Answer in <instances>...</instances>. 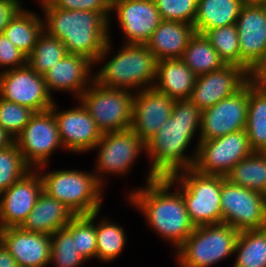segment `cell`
Wrapping results in <instances>:
<instances>
[{
  "instance_id": "cell-19",
  "label": "cell",
  "mask_w": 266,
  "mask_h": 267,
  "mask_svg": "<svg viewBox=\"0 0 266 267\" xmlns=\"http://www.w3.org/2000/svg\"><path fill=\"white\" fill-rule=\"evenodd\" d=\"M248 82V73L234 65L222 68L196 78L190 100L203 111L222 99L239 91Z\"/></svg>"
},
{
  "instance_id": "cell-2",
  "label": "cell",
  "mask_w": 266,
  "mask_h": 267,
  "mask_svg": "<svg viewBox=\"0 0 266 267\" xmlns=\"http://www.w3.org/2000/svg\"><path fill=\"white\" fill-rule=\"evenodd\" d=\"M38 3L44 11V31L61 40L67 54L85 56L94 65L107 59L112 49L111 25L99 12L58 9L45 0Z\"/></svg>"
},
{
  "instance_id": "cell-29",
  "label": "cell",
  "mask_w": 266,
  "mask_h": 267,
  "mask_svg": "<svg viewBox=\"0 0 266 267\" xmlns=\"http://www.w3.org/2000/svg\"><path fill=\"white\" fill-rule=\"evenodd\" d=\"M180 59L197 77L218 70L225 65L205 35L197 32L191 37Z\"/></svg>"
},
{
  "instance_id": "cell-20",
  "label": "cell",
  "mask_w": 266,
  "mask_h": 267,
  "mask_svg": "<svg viewBox=\"0 0 266 267\" xmlns=\"http://www.w3.org/2000/svg\"><path fill=\"white\" fill-rule=\"evenodd\" d=\"M0 242L18 266L47 267L51 257V236L28 232L21 227L0 229Z\"/></svg>"
},
{
  "instance_id": "cell-35",
  "label": "cell",
  "mask_w": 266,
  "mask_h": 267,
  "mask_svg": "<svg viewBox=\"0 0 266 267\" xmlns=\"http://www.w3.org/2000/svg\"><path fill=\"white\" fill-rule=\"evenodd\" d=\"M99 211L89 215L75 216L65 227L75 238L78 252L86 259L96 258V220Z\"/></svg>"
},
{
  "instance_id": "cell-34",
  "label": "cell",
  "mask_w": 266,
  "mask_h": 267,
  "mask_svg": "<svg viewBox=\"0 0 266 267\" xmlns=\"http://www.w3.org/2000/svg\"><path fill=\"white\" fill-rule=\"evenodd\" d=\"M67 54L64 43L45 31L39 36L32 52L27 57L28 66L43 75Z\"/></svg>"
},
{
  "instance_id": "cell-3",
  "label": "cell",
  "mask_w": 266,
  "mask_h": 267,
  "mask_svg": "<svg viewBox=\"0 0 266 267\" xmlns=\"http://www.w3.org/2000/svg\"><path fill=\"white\" fill-rule=\"evenodd\" d=\"M168 178H155L127 195L128 202L138 208L159 237L170 242L175 250L195 229L186 210L181 191Z\"/></svg>"
},
{
  "instance_id": "cell-1",
  "label": "cell",
  "mask_w": 266,
  "mask_h": 267,
  "mask_svg": "<svg viewBox=\"0 0 266 267\" xmlns=\"http://www.w3.org/2000/svg\"><path fill=\"white\" fill-rule=\"evenodd\" d=\"M201 118L202 111L190 99L175 100L171 117L145 144V153L152 162L146 182L193 168L197 148L190 157L185 152L193 136L200 133Z\"/></svg>"
},
{
  "instance_id": "cell-47",
  "label": "cell",
  "mask_w": 266,
  "mask_h": 267,
  "mask_svg": "<svg viewBox=\"0 0 266 267\" xmlns=\"http://www.w3.org/2000/svg\"><path fill=\"white\" fill-rule=\"evenodd\" d=\"M260 62H266V51H265L263 59Z\"/></svg>"
},
{
  "instance_id": "cell-11",
  "label": "cell",
  "mask_w": 266,
  "mask_h": 267,
  "mask_svg": "<svg viewBox=\"0 0 266 267\" xmlns=\"http://www.w3.org/2000/svg\"><path fill=\"white\" fill-rule=\"evenodd\" d=\"M199 141L193 169L201 174L225 177L239 161L254 152L245 129Z\"/></svg>"
},
{
  "instance_id": "cell-7",
  "label": "cell",
  "mask_w": 266,
  "mask_h": 267,
  "mask_svg": "<svg viewBox=\"0 0 266 267\" xmlns=\"http://www.w3.org/2000/svg\"><path fill=\"white\" fill-rule=\"evenodd\" d=\"M239 231L229 224L196 226L175 250L178 267H211L234 255Z\"/></svg>"
},
{
  "instance_id": "cell-41",
  "label": "cell",
  "mask_w": 266,
  "mask_h": 267,
  "mask_svg": "<svg viewBox=\"0 0 266 267\" xmlns=\"http://www.w3.org/2000/svg\"><path fill=\"white\" fill-rule=\"evenodd\" d=\"M27 65V56L21 52L10 40L0 34V72L20 68Z\"/></svg>"
},
{
  "instance_id": "cell-38",
  "label": "cell",
  "mask_w": 266,
  "mask_h": 267,
  "mask_svg": "<svg viewBox=\"0 0 266 267\" xmlns=\"http://www.w3.org/2000/svg\"><path fill=\"white\" fill-rule=\"evenodd\" d=\"M35 112L0 98V126L14 138L24 129Z\"/></svg>"
},
{
  "instance_id": "cell-22",
  "label": "cell",
  "mask_w": 266,
  "mask_h": 267,
  "mask_svg": "<svg viewBox=\"0 0 266 267\" xmlns=\"http://www.w3.org/2000/svg\"><path fill=\"white\" fill-rule=\"evenodd\" d=\"M235 24L240 56L252 68L266 51V5H243Z\"/></svg>"
},
{
  "instance_id": "cell-36",
  "label": "cell",
  "mask_w": 266,
  "mask_h": 267,
  "mask_svg": "<svg viewBox=\"0 0 266 267\" xmlns=\"http://www.w3.org/2000/svg\"><path fill=\"white\" fill-rule=\"evenodd\" d=\"M51 236L50 264L54 267H81L87 260L78 252L75 238L71 233L62 228Z\"/></svg>"
},
{
  "instance_id": "cell-8",
  "label": "cell",
  "mask_w": 266,
  "mask_h": 267,
  "mask_svg": "<svg viewBox=\"0 0 266 267\" xmlns=\"http://www.w3.org/2000/svg\"><path fill=\"white\" fill-rule=\"evenodd\" d=\"M135 92L107 88L92 82L77 101L88 111L102 133L130 129Z\"/></svg>"
},
{
  "instance_id": "cell-18",
  "label": "cell",
  "mask_w": 266,
  "mask_h": 267,
  "mask_svg": "<svg viewBox=\"0 0 266 267\" xmlns=\"http://www.w3.org/2000/svg\"><path fill=\"white\" fill-rule=\"evenodd\" d=\"M174 103L153 87L135 92L130 129L146 144L171 117Z\"/></svg>"
},
{
  "instance_id": "cell-16",
  "label": "cell",
  "mask_w": 266,
  "mask_h": 267,
  "mask_svg": "<svg viewBox=\"0 0 266 267\" xmlns=\"http://www.w3.org/2000/svg\"><path fill=\"white\" fill-rule=\"evenodd\" d=\"M42 191L41 175L37 169H31L0 193V229L20 227L31 213Z\"/></svg>"
},
{
  "instance_id": "cell-27",
  "label": "cell",
  "mask_w": 266,
  "mask_h": 267,
  "mask_svg": "<svg viewBox=\"0 0 266 267\" xmlns=\"http://www.w3.org/2000/svg\"><path fill=\"white\" fill-rule=\"evenodd\" d=\"M22 9L8 24L3 34L27 57L44 31L43 18Z\"/></svg>"
},
{
  "instance_id": "cell-4",
  "label": "cell",
  "mask_w": 266,
  "mask_h": 267,
  "mask_svg": "<svg viewBox=\"0 0 266 267\" xmlns=\"http://www.w3.org/2000/svg\"><path fill=\"white\" fill-rule=\"evenodd\" d=\"M116 53L93 73L94 82L132 92L153 87L157 60L145 44H124Z\"/></svg>"
},
{
  "instance_id": "cell-17",
  "label": "cell",
  "mask_w": 266,
  "mask_h": 267,
  "mask_svg": "<svg viewBox=\"0 0 266 267\" xmlns=\"http://www.w3.org/2000/svg\"><path fill=\"white\" fill-rule=\"evenodd\" d=\"M111 12H116V19L126 38L124 44H146L152 33L162 21L155 2L144 0H114Z\"/></svg>"
},
{
  "instance_id": "cell-31",
  "label": "cell",
  "mask_w": 266,
  "mask_h": 267,
  "mask_svg": "<svg viewBox=\"0 0 266 267\" xmlns=\"http://www.w3.org/2000/svg\"><path fill=\"white\" fill-rule=\"evenodd\" d=\"M233 267H266V227L240 231Z\"/></svg>"
},
{
  "instance_id": "cell-12",
  "label": "cell",
  "mask_w": 266,
  "mask_h": 267,
  "mask_svg": "<svg viewBox=\"0 0 266 267\" xmlns=\"http://www.w3.org/2000/svg\"><path fill=\"white\" fill-rule=\"evenodd\" d=\"M94 149L99 150L94 174L104 187L106 173L107 175L118 173L121 176L128 174L138 155L142 151L145 153L146 146L134 131L127 129L103 133Z\"/></svg>"
},
{
  "instance_id": "cell-6",
  "label": "cell",
  "mask_w": 266,
  "mask_h": 267,
  "mask_svg": "<svg viewBox=\"0 0 266 267\" xmlns=\"http://www.w3.org/2000/svg\"><path fill=\"white\" fill-rule=\"evenodd\" d=\"M183 195L194 226L222 223L221 175H206L190 168L167 177Z\"/></svg>"
},
{
  "instance_id": "cell-32",
  "label": "cell",
  "mask_w": 266,
  "mask_h": 267,
  "mask_svg": "<svg viewBox=\"0 0 266 267\" xmlns=\"http://www.w3.org/2000/svg\"><path fill=\"white\" fill-rule=\"evenodd\" d=\"M205 37L215 48L225 65H234L248 74L251 67L241 58L236 24L206 30Z\"/></svg>"
},
{
  "instance_id": "cell-5",
  "label": "cell",
  "mask_w": 266,
  "mask_h": 267,
  "mask_svg": "<svg viewBox=\"0 0 266 267\" xmlns=\"http://www.w3.org/2000/svg\"><path fill=\"white\" fill-rule=\"evenodd\" d=\"M37 170L43 181V191L68 207L75 216L100 211L104 187L95 174L75 169L47 173L42 168Z\"/></svg>"
},
{
  "instance_id": "cell-14",
  "label": "cell",
  "mask_w": 266,
  "mask_h": 267,
  "mask_svg": "<svg viewBox=\"0 0 266 267\" xmlns=\"http://www.w3.org/2000/svg\"><path fill=\"white\" fill-rule=\"evenodd\" d=\"M248 112V82L235 94L202 111L199 140L244 130Z\"/></svg>"
},
{
  "instance_id": "cell-28",
  "label": "cell",
  "mask_w": 266,
  "mask_h": 267,
  "mask_svg": "<svg viewBox=\"0 0 266 267\" xmlns=\"http://www.w3.org/2000/svg\"><path fill=\"white\" fill-rule=\"evenodd\" d=\"M225 178L266 196V152H253L239 161Z\"/></svg>"
},
{
  "instance_id": "cell-40",
  "label": "cell",
  "mask_w": 266,
  "mask_h": 267,
  "mask_svg": "<svg viewBox=\"0 0 266 267\" xmlns=\"http://www.w3.org/2000/svg\"><path fill=\"white\" fill-rule=\"evenodd\" d=\"M51 7L63 10L99 12L108 23L111 22V2L109 0H45Z\"/></svg>"
},
{
  "instance_id": "cell-25",
  "label": "cell",
  "mask_w": 266,
  "mask_h": 267,
  "mask_svg": "<svg viewBox=\"0 0 266 267\" xmlns=\"http://www.w3.org/2000/svg\"><path fill=\"white\" fill-rule=\"evenodd\" d=\"M196 78L180 58L162 59L157 61L153 88L174 100L189 99Z\"/></svg>"
},
{
  "instance_id": "cell-33",
  "label": "cell",
  "mask_w": 266,
  "mask_h": 267,
  "mask_svg": "<svg viewBox=\"0 0 266 267\" xmlns=\"http://www.w3.org/2000/svg\"><path fill=\"white\" fill-rule=\"evenodd\" d=\"M122 226L111 222L108 218L96 223V259L104 263L114 261L123 251L126 235Z\"/></svg>"
},
{
  "instance_id": "cell-10",
  "label": "cell",
  "mask_w": 266,
  "mask_h": 267,
  "mask_svg": "<svg viewBox=\"0 0 266 267\" xmlns=\"http://www.w3.org/2000/svg\"><path fill=\"white\" fill-rule=\"evenodd\" d=\"M15 144L31 169L46 168L55 149L64 150L52 110L35 112L15 137Z\"/></svg>"
},
{
  "instance_id": "cell-15",
  "label": "cell",
  "mask_w": 266,
  "mask_h": 267,
  "mask_svg": "<svg viewBox=\"0 0 266 267\" xmlns=\"http://www.w3.org/2000/svg\"><path fill=\"white\" fill-rule=\"evenodd\" d=\"M79 103V106L59 111L54 101L50 108L54 113L65 151L68 149V152L73 153L93 150L103 135L94 119L81 102Z\"/></svg>"
},
{
  "instance_id": "cell-46",
  "label": "cell",
  "mask_w": 266,
  "mask_h": 267,
  "mask_svg": "<svg viewBox=\"0 0 266 267\" xmlns=\"http://www.w3.org/2000/svg\"><path fill=\"white\" fill-rule=\"evenodd\" d=\"M243 5H266V0H240Z\"/></svg>"
},
{
  "instance_id": "cell-23",
  "label": "cell",
  "mask_w": 266,
  "mask_h": 267,
  "mask_svg": "<svg viewBox=\"0 0 266 267\" xmlns=\"http://www.w3.org/2000/svg\"><path fill=\"white\" fill-rule=\"evenodd\" d=\"M195 32L193 24L162 20L145 45L157 61L181 58Z\"/></svg>"
},
{
  "instance_id": "cell-24",
  "label": "cell",
  "mask_w": 266,
  "mask_h": 267,
  "mask_svg": "<svg viewBox=\"0 0 266 267\" xmlns=\"http://www.w3.org/2000/svg\"><path fill=\"white\" fill-rule=\"evenodd\" d=\"M74 217L68 207L42 191L31 213L20 227L28 232L52 235L57 230L65 228Z\"/></svg>"
},
{
  "instance_id": "cell-37",
  "label": "cell",
  "mask_w": 266,
  "mask_h": 267,
  "mask_svg": "<svg viewBox=\"0 0 266 267\" xmlns=\"http://www.w3.org/2000/svg\"><path fill=\"white\" fill-rule=\"evenodd\" d=\"M31 168L24 162L17 145L0 150V193L7 190Z\"/></svg>"
},
{
  "instance_id": "cell-42",
  "label": "cell",
  "mask_w": 266,
  "mask_h": 267,
  "mask_svg": "<svg viewBox=\"0 0 266 267\" xmlns=\"http://www.w3.org/2000/svg\"><path fill=\"white\" fill-rule=\"evenodd\" d=\"M21 0H0V34L10 21L23 9Z\"/></svg>"
},
{
  "instance_id": "cell-21",
  "label": "cell",
  "mask_w": 266,
  "mask_h": 267,
  "mask_svg": "<svg viewBox=\"0 0 266 267\" xmlns=\"http://www.w3.org/2000/svg\"><path fill=\"white\" fill-rule=\"evenodd\" d=\"M94 63L88 58L78 54H66L43 74L46 89L51 92H71L78 98L94 81L91 69ZM92 72V73H91Z\"/></svg>"
},
{
  "instance_id": "cell-39",
  "label": "cell",
  "mask_w": 266,
  "mask_h": 267,
  "mask_svg": "<svg viewBox=\"0 0 266 267\" xmlns=\"http://www.w3.org/2000/svg\"><path fill=\"white\" fill-rule=\"evenodd\" d=\"M198 0H155L162 20L194 24Z\"/></svg>"
},
{
  "instance_id": "cell-44",
  "label": "cell",
  "mask_w": 266,
  "mask_h": 267,
  "mask_svg": "<svg viewBox=\"0 0 266 267\" xmlns=\"http://www.w3.org/2000/svg\"><path fill=\"white\" fill-rule=\"evenodd\" d=\"M17 263L5 246L0 242V267H17Z\"/></svg>"
},
{
  "instance_id": "cell-45",
  "label": "cell",
  "mask_w": 266,
  "mask_h": 267,
  "mask_svg": "<svg viewBox=\"0 0 266 267\" xmlns=\"http://www.w3.org/2000/svg\"><path fill=\"white\" fill-rule=\"evenodd\" d=\"M15 143V138L0 126V150L6 149Z\"/></svg>"
},
{
  "instance_id": "cell-9",
  "label": "cell",
  "mask_w": 266,
  "mask_h": 267,
  "mask_svg": "<svg viewBox=\"0 0 266 267\" xmlns=\"http://www.w3.org/2000/svg\"><path fill=\"white\" fill-rule=\"evenodd\" d=\"M222 223L237 231L266 227V196L230 183L221 176Z\"/></svg>"
},
{
  "instance_id": "cell-43",
  "label": "cell",
  "mask_w": 266,
  "mask_h": 267,
  "mask_svg": "<svg viewBox=\"0 0 266 267\" xmlns=\"http://www.w3.org/2000/svg\"><path fill=\"white\" fill-rule=\"evenodd\" d=\"M248 81L259 92L266 94V62H258L251 68Z\"/></svg>"
},
{
  "instance_id": "cell-26",
  "label": "cell",
  "mask_w": 266,
  "mask_h": 267,
  "mask_svg": "<svg viewBox=\"0 0 266 267\" xmlns=\"http://www.w3.org/2000/svg\"><path fill=\"white\" fill-rule=\"evenodd\" d=\"M242 7L240 0H198L195 31L203 34L212 28L235 24Z\"/></svg>"
},
{
  "instance_id": "cell-13",
  "label": "cell",
  "mask_w": 266,
  "mask_h": 267,
  "mask_svg": "<svg viewBox=\"0 0 266 267\" xmlns=\"http://www.w3.org/2000/svg\"><path fill=\"white\" fill-rule=\"evenodd\" d=\"M0 98L34 112L49 110L55 101L46 89L43 75L34 72L28 64L0 72Z\"/></svg>"
},
{
  "instance_id": "cell-30",
  "label": "cell",
  "mask_w": 266,
  "mask_h": 267,
  "mask_svg": "<svg viewBox=\"0 0 266 267\" xmlns=\"http://www.w3.org/2000/svg\"><path fill=\"white\" fill-rule=\"evenodd\" d=\"M245 131L254 152H266V94L248 81V112Z\"/></svg>"
}]
</instances>
